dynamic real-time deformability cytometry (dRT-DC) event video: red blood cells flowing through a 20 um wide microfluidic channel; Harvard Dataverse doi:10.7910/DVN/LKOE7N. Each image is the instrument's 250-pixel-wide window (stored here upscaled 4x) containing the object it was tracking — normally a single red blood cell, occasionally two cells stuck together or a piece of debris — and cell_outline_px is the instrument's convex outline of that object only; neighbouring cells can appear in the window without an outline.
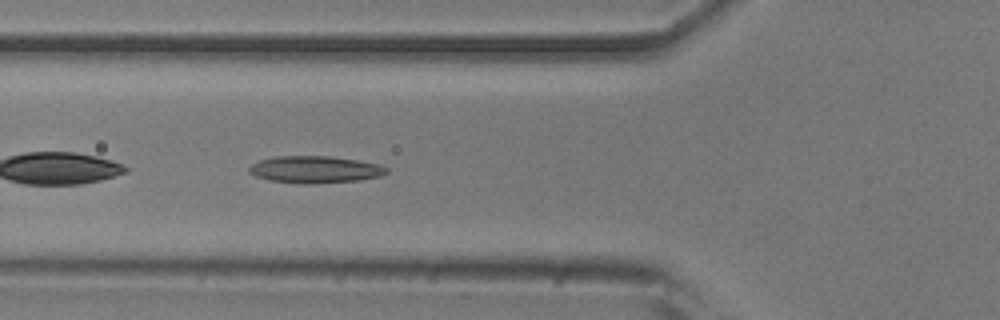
{"species": "common noctule bat (a hibernating species)", "species_latin": "Nyctalus noctula", "temperature_condition": "room temperature", "stored_images_in_passage": 38, "camera_frame_rate_fps": 3000, "um_per_image_px": 0.085, "animal": {"sex": "male", "body_mass_g": 20.5, "forearm_length_mm": 52.5}, "frame": {"image": 1, "passage_image": 5, "time_ms": 1.333, "image_size_px": [1000, 320], "cell_outline_px": [[388, 172], [380, 176], [360, 180], [312, 184], [304, 184], [272, 180], [256, 176], [248, 172], [248, 168], [252, 164], [260, 160], [272, 156], [328, 156], [356, 160], [380, 164], [388, 168]], "centroid_in_image_um": [26.79, 14.4], "position_along_channel_um": 99.0, "area_um2": 21.62}}
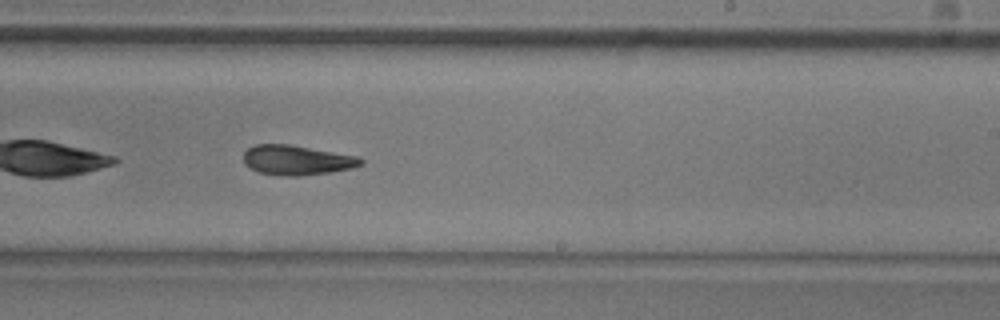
{"frame": {"image": 2, "passage_image": 18, "time_ms": 5.667, "image_size_px": [1000, 320], "cell_outline_px": [[364, 164], [352, 168], [328, 172], [296, 176], [288, 176], [260, 172], [244, 164], [244, 152], [248, 148], [256, 144], [288, 144], [360, 156], [364, 160]], "centroid_in_image_um": [25.27, 13.59], "position_along_channel_um": 263.7, "area_um2": 20.23}}
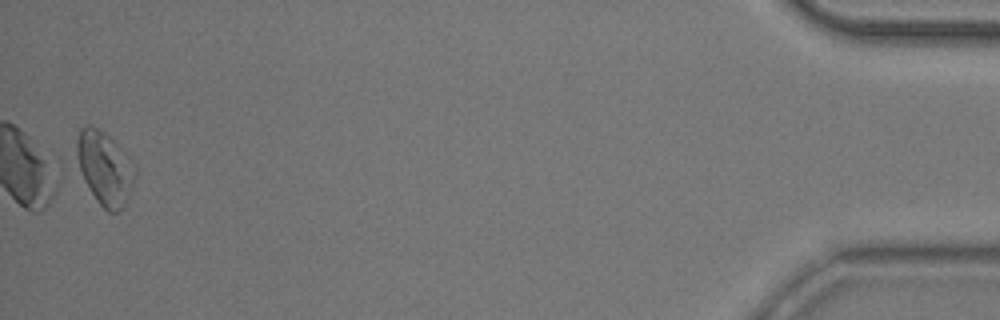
{"frame": {"image": 3, "passage_image": 38, "time_ms": 12.333, "image_size_px": [1000, 320], "cell_outline_px": [[136, 172], [132, 184], [124, 204], [116, 212], [108, 212], [96, 200], [88, 188], [72, 160], [76, 140], [80, 128], [84, 124], [92, 124], [108, 136], [116, 144], [136, 168]], "centroid_in_image_um": [8.78, 14.24], "position_along_channel_um": 426.4, "area_um2": 25.14}, "authors_computed_cell_mechanics": {"area_um2": 20.3167, "velocity_mm_per_s": 3.7955, "shape_relaxation_time_tau1_ms": 6.7113, "shape_relaxation_time_tau2_ms": 3.7378, "deformation_change_tau1": 0.169, "deformation_change_tau2": 0.1276}}